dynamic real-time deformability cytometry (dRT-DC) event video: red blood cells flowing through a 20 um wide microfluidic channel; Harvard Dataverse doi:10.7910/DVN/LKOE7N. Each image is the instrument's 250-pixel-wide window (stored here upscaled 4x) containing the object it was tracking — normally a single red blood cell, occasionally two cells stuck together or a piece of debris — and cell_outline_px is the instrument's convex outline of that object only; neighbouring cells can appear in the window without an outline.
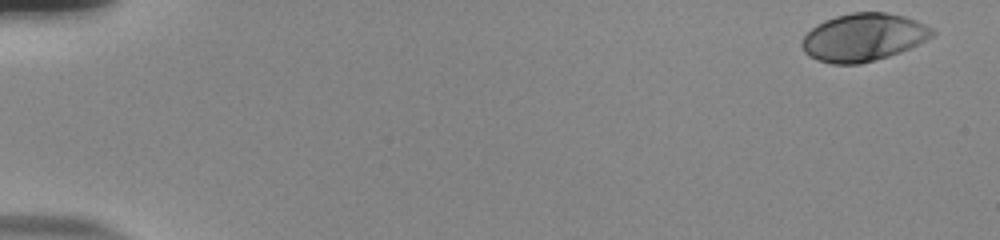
{"species": "human", "species_latin": "Homo sapiens", "temperature_condition": "room temperature", "stored_images_in_passage": 53, "camera_frame_rate_fps": 3000, "um_per_image_px": 0.085, "donor": {"sex": "male"}, "frame": {"image": 1, "passage_image": 1, "time_ms": 0.0, "image_size_px": [1000, 240], "cell_outline_px": [[936, 32], [932, 36], [900, 52], [888, 56], [860, 64], [832, 64], [816, 60], [808, 56], [804, 52], [800, 44], [804, 36], [816, 24], [824, 20], [836, 16], [852, 12], [884, 12], [904, 16], [916, 20], [932, 28]], "centroid_in_image_um": [73.34, 3.17], "position_along_channel_um": 11.7, "area_um2": 36.18}}
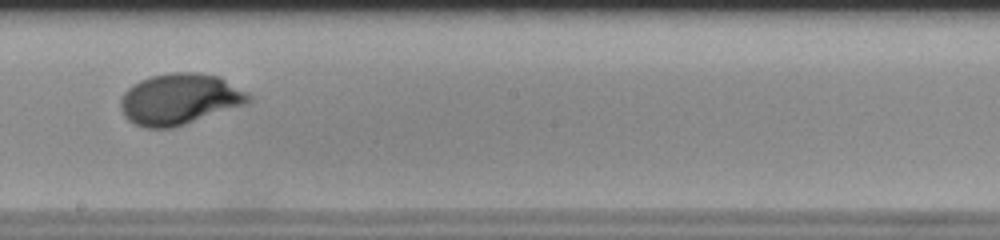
{"frame": {"image": 2, "passage_image": 31, "time_ms": 10.0, "image_size_px": [1000, 240], "cell_outline_px": [[252, 100], [248, 104], [172, 128], [144, 128], [128, 120], [124, 116], [120, 108], [120, 100], [124, 92], [132, 84], [140, 80], [152, 76], [168, 72], [200, 72], [220, 76], [248, 92], [252, 96]], "centroid_in_image_um": [15.29, 8.41], "position_along_channel_um": 232.9, "area_um2": 38.55}}
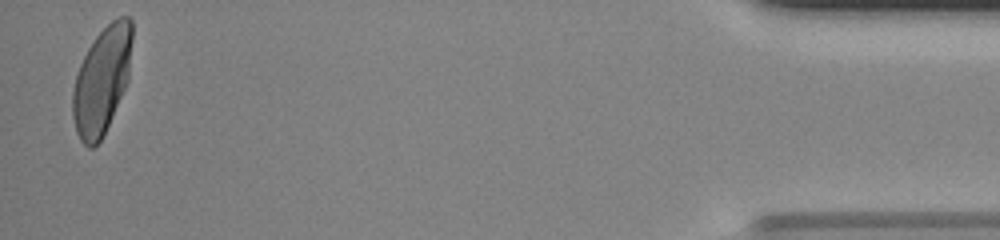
{"frame": {"image": 3, "passage_image": 52, "time_ms": 17.0, "image_size_px": [1000, 240], "cell_outline_px": [[132, 40], [128, 80], [112, 116], [100, 140], [92, 148], [88, 148], [80, 140], [76, 132], [72, 116], [72, 92], [76, 76], [80, 64], [88, 48], [96, 36], [112, 20], [120, 16], [128, 16], [132, 20]], "centroid_in_image_um": [8.65, 6.82], "position_along_channel_um": 426.6, "area_um2": 36.76}, "authors_computed_cell_mechanics": {"area_um2": 36.1828, "velocity_mm_per_s": 3.8649, "shape_relaxation_time_tau1_ms": 3.0554, "shape_relaxation_time_tau2_ms": null, "deformation_change_tau1": 0.2004, "deformation_change_tau2": null}}